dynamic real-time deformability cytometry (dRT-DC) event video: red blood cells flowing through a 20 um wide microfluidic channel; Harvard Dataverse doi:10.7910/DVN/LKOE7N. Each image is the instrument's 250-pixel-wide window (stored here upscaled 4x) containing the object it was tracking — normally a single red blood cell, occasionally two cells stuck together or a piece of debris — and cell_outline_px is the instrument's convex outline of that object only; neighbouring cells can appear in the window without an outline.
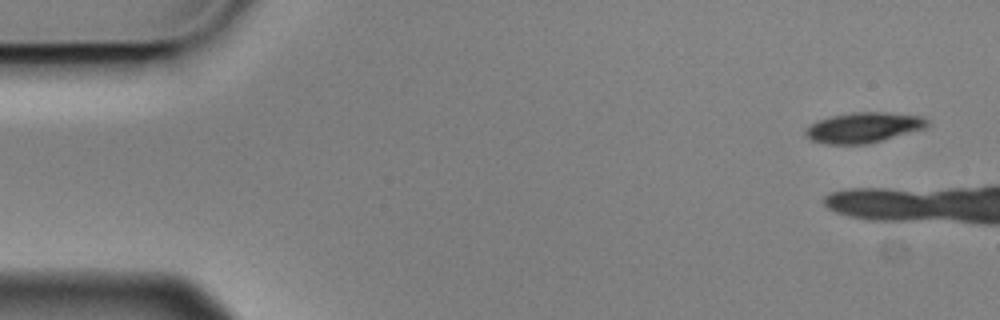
{"species": "Egyptian fruit bat (a non-hibernating species)", "species_latin": "Rousettus aegyptiacus", "temperature_condition": "cold", "stored_images_in_passage": 5, "camera_frame_rate_fps": 3000, "um_per_image_px": 0.085, "animal": {"sex": "male"}, "frame": {"image": 1, "passage_image": 1, "time_ms": 0.0, "image_size_px": [1000, 320], "cell_outline_px": [[928, 128], [868, 144], [828, 144], [812, 140], [804, 132], [812, 124], [820, 120], [832, 116], [852, 112], [884, 112], [920, 116], [928, 120]], "centroid_in_image_um": [73.46, 10.84], "position_along_channel_um": 11.5, "area_um2": 21.33}}